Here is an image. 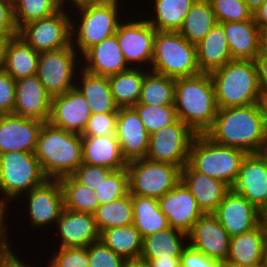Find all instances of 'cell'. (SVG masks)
<instances>
[{"mask_svg": "<svg viewBox=\"0 0 267 267\" xmlns=\"http://www.w3.org/2000/svg\"><path fill=\"white\" fill-rule=\"evenodd\" d=\"M204 135L216 144L236 147L247 154L267 151V133L258 103L218 109Z\"/></svg>", "mask_w": 267, "mask_h": 267, "instance_id": "cell-1", "label": "cell"}, {"mask_svg": "<svg viewBox=\"0 0 267 267\" xmlns=\"http://www.w3.org/2000/svg\"><path fill=\"white\" fill-rule=\"evenodd\" d=\"M71 16L72 46L82 56L89 48L114 35L124 16L120 2L67 1ZM122 7V8H121ZM120 12L122 15H120ZM78 13V14H77ZM77 14V15H75ZM77 16V17H76ZM75 18V19H73Z\"/></svg>", "mask_w": 267, "mask_h": 267, "instance_id": "cell-2", "label": "cell"}, {"mask_svg": "<svg viewBox=\"0 0 267 267\" xmlns=\"http://www.w3.org/2000/svg\"><path fill=\"white\" fill-rule=\"evenodd\" d=\"M174 108L179 120L196 134H205L219 109L210 74L176 78Z\"/></svg>", "mask_w": 267, "mask_h": 267, "instance_id": "cell-3", "label": "cell"}, {"mask_svg": "<svg viewBox=\"0 0 267 267\" xmlns=\"http://www.w3.org/2000/svg\"><path fill=\"white\" fill-rule=\"evenodd\" d=\"M34 153L48 179L72 175L82 164L81 134L46 122L40 130Z\"/></svg>", "mask_w": 267, "mask_h": 267, "instance_id": "cell-4", "label": "cell"}, {"mask_svg": "<svg viewBox=\"0 0 267 267\" xmlns=\"http://www.w3.org/2000/svg\"><path fill=\"white\" fill-rule=\"evenodd\" d=\"M210 76L219 109L258 103L261 91L255 61L233 59Z\"/></svg>", "mask_w": 267, "mask_h": 267, "instance_id": "cell-5", "label": "cell"}, {"mask_svg": "<svg viewBox=\"0 0 267 267\" xmlns=\"http://www.w3.org/2000/svg\"><path fill=\"white\" fill-rule=\"evenodd\" d=\"M246 154L242 149L222 146L204 134H197L190 148L188 163L196 171L223 181L232 188Z\"/></svg>", "mask_w": 267, "mask_h": 267, "instance_id": "cell-6", "label": "cell"}, {"mask_svg": "<svg viewBox=\"0 0 267 267\" xmlns=\"http://www.w3.org/2000/svg\"><path fill=\"white\" fill-rule=\"evenodd\" d=\"M149 70L175 79L200 74L196 45L179 32L157 30Z\"/></svg>", "mask_w": 267, "mask_h": 267, "instance_id": "cell-7", "label": "cell"}, {"mask_svg": "<svg viewBox=\"0 0 267 267\" xmlns=\"http://www.w3.org/2000/svg\"><path fill=\"white\" fill-rule=\"evenodd\" d=\"M47 179L35 153L9 151L0 154V202L13 204Z\"/></svg>", "mask_w": 267, "mask_h": 267, "instance_id": "cell-8", "label": "cell"}, {"mask_svg": "<svg viewBox=\"0 0 267 267\" xmlns=\"http://www.w3.org/2000/svg\"><path fill=\"white\" fill-rule=\"evenodd\" d=\"M126 168L131 195L158 200L181 181V168L170 163L142 158L129 161Z\"/></svg>", "mask_w": 267, "mask_h": 267, "instance_id": "cell-9", "label": "cell"}, {"mask_svg": "<svg viewBox=\"0 0 267 267\" xmlns=\"http://www.w3.org/2000/svg\"><path fill=\"white\" fill-rule=\"evenodd\" d=\"M80 57L72 44L40 53L37 76L51 97L64 94L75 87L76 77L81 69Z\"/></svg>", "mask_w": 267, "mask_h": 267, "instance_id": "cell-10", "label": "cell"}, {"mask_svg": "<svg viewBox=\"0 0 267 267\" xmlns=\"http://www.w3.org/2000/svg\"><path fill=\"white\" fill-rule=\"evenodd\" d=\"M67 8L66 4L47 18L28 22L18 30V35L39 53L70 46L72 13Z\"/></svg>", "mask_w": 267, "mask_h": 267, "instance_id": "cell-11", "label": "cell"}, {"mask_svg": "<svg viewBox=\"0 0 267 267\" xmlns=\"http://www.w3.org/2000/svg\"><path fill=\"white\" fill-rule=\"evenodd\" d=\"M126 15L127 17H124L119 23L115 33L119 47L131 68L139 67L149 70L153 58L154 38L157 30L147 22L142 13L138 15L139 19L134 16L135 19L130 17L131 20H128V14Z\"/></svg>", "mask_w": 267, "mask_h": 267, "instance_id": "cell-12", "label": "cell"}, {"mask_svg": "<svg viewBox=\"0 0 267 267\" xmlns=\"http://www.w3.org/2000/svg\"><path fill=\"white\" fill-rule=\"evenodd\" d=\"M196 133L177 119L174 123L150 134L145 158L179 166L188 163L189 153Z\"/></svg>", "mask_w": 267, "mask_h": 267, "instance_id": "cell-13", "label": "cell"}, {"mask_svg": "<svg viewBox=\"0 0 267 267\" xmlns=\"http://www.w3.org/2000/svg\"><path fill=\"white\" fill-rule=\"evenodd\" d=\"M27 198V199H26ZM26 199V200H25ZM28 221L30 228H47L53 224L56 226L57 220L64 209V196L59 179H47L43 184L34 187L25 193ZM52 224V225H51Z\"/></svg>", "mask_w": 267, "mask_h": 267, "instance_id": "cell-14", "label": "cell"}, {"mask_svg": "<svg viewBox=\"0 0 267 267\" xmlns=\"http://www.w3.org/2000/svg\"><path fill=\"white\" fill-rule=\"evenodd\" d=\"M232 189L267 213V151L246 154Z\"/></svg>", "mask_w": 267, "mask_h": 267, "instance_id": "cell-15", "label": "cell"}, {"mask_svg": "<svg viewBox=\"0 0 267 267\" xmlns=\"http://www.w3.org/2000/svg\"><path fill=\"white\" fill-rule=\"evenodd\" d=\"M213 214L230 237L252 230L265 219L261 210L232 188Z\"/></svg>", "mask_w": 267, "mask_h": 267, "instance_id": "cell-16", "label": "cell"}, {"mask_svg": "<svg viewBox=\"0 0 267 267\" xmlns=\"http://www.w3.org/2000/svg\"><path fill=\"white\" fill-rule=\"evenodd\" d=\"M91 114L85 97L73 87L64 94L51 97L48 123L66 131L82 134Z\"/></svg>", "mask_w": 267, "mask_h": 267, "instance_id": "cell-17", "label": "cell"}, {"mask_svg": "<svg viewBox=\"0 0 267 267\" xmlns=\"http://www.w3.org/2000/svg\"><path fill=\"white\" fill-rule=\"evenodd\" d=\"M188 245L209 258L225 262L230 236L213 213L203 214L187 233Z\"/></svg>", "mask_w": 267, "mask_h": 267, "instance_id": "cell-18", "label": "cell"}, {"mask_svg": "<svg viewBox=\"0 0 267 267\" xmlns=\"http://www.w3.org/2000/svg\"><path fill=\"white\" fill-rule=\"evenodd\" d=\"M43 124L36 119L0 114V154L9 151L34 153Z\"/></svg>", "mask_w": 267, "mask_h": 267, "instance_id": "cell-19", "label": "cell"}, {"mask_svg": "<svg viewBox=\"0 0 267 267\" xmlns=\"http://www.w3.org/2000/svg\"><path fill=\"white\" fill-rule=\"evenodd\" d=\"M158 203L160 210L168 219L169 226L186 234L204 214L195 197L182 181L159 198Z\"/></svg>", "mask_w": 267, "mask_h": 267, "instance_id": "cell-20", "label": "cell"}, {"mask_svg": "<svg viewBox=\"0 0 267 267\" xmlns=\"http://www.w3.org/2000/svg\"><path fill=\"white\" fill-rule=\"evenodd\" d=\"M115 135L127 162L145 158L150 134L133 107L118 108Z\"/></svg>", "mask_w": 267, "mask_h": 267, "instance_id": "cell-21", "label": "cell"}, {"mask_svg": "<svg viewBox=\"0 0 267 267\" xmlns=\"http://www.w3.org/2000/svg\"><path fill=\"white\" fill-rule=\"evenodd\" d=\"M56 227V228H55ZM56 239H60L58 248L63 247H88L91 243L100 240L93 214L75 212L63 209L57 220Z\"/></svg>", "mask_w": 267, "mask_h": 267, "instance_id": "cell-22", "label": "cell"}, {"mask_svg": "<svg viewBox=\"0 0 267 267\" xmlns=\"http://www.w3.org/2000/svg\"><path fill=\"white\" fill-rule=\"evenodd\" d=\"M16 100L13 114L48 122L51 96L46 92L37 74L16 80Z\"/></svg>", "mask_w": 267, "mask_h": 267, "instance_id": "cell-23", "label": "cell"}, {"mask_svg": "<svg viewBox=\"0 0 267 267\" xmlns=\"http://www.w3.org/2000/svg\"><path fill=\"white\" fill-rule=\"evenodd\" d=\"M81 59V68L98 76L108 77L131 68L119 47L116 34L89 48Z\"/></svg>", "mask_w": 267, "mask_h": 267, "instance_id": "cell-24", "label": "cell"}, {"mask_svg": "<svg viewBox=\"0 0 267 267\" xmlns=\"http://www.w3.org/2000/svg\"><path fill=\"white\" fill-rule=\"evenodd\" d=\"M181 181L195 197L204 214L214 213L226 193L231 189L223 181L196 171L189 163L181 169Z\"/></svg>", "mask_w": 267, "mask_h": 267, "instance_id": "cell-25", "label": "cell"}, {"mask_svg": "<svg viewBox=\"0 0 267 267\" xmlns=\"http://www.w3.org/2000/svg\"><path fill=\"white\" fill-rule=\"evenodd\" d=\"M82 137V163L111 170L127 167L115 134Z\"/></svg>", "mask_w": 267, "mask_h": 267, "instance_id": "cell-26", "label": "cell"}, {"mask_svg": "<svg viewBox=\"0 0 267 267\" xmlns=\"http://www.w3.org/2000/svg\"><path fill=\"white\" fill-rule=\"evenodd\" d=\"M220 24L224 28L232 59L254 61L261 51V31L254 18Z\"/></svg>", "mask_w": 267, "mask_h": 267, "instance_id": "cell-27", "label": "cell"}, {"mask_svg": "<svg viewBox=\"0 0 267 267\" xmlns=\"http://www.w3.org/2000/svg\"><path fill=\"white\" fill-rule=\"evenodd\" d=\"M77 76L75 87L85 97L91 113H118L107 76L93 75L82 68Z\"/></svg>", "mask_w": 267, "mask_h": 267, "instance_id": "cell-28", "label": "cell"}, {"mask_svg": "<svg viewBox=\"0 0 267 267\" xmlns=\"http://www.w3.org/2000/svg\"><path fill=\"white\" fill-rule=\"evenodd\" d=\"M197 62L201 73H208L223 67L232 59L224 28L217 23L198 43Z\"/></svg>", "mask_w": 267, "mask_h": 267, "instance_id": "cell-29", "label": "cell"}, {"mask_svg": "<svg viewBox=\"0 0 267 267\" xmlns=\"http://www.w3.org/2000/svg\"><path fill=\"white\" fill-rule=\"evenodd\" d=\"M266 234L267 221L264 219L252 230L230 237L229 251L225 262L239 265L260 262Z\"/></svg>", "mask_w": 267, "mask_h": 267, "instance_id": "cell-30", "label": "cell"}, {"mask_svg": "<svg viewBox=\"0 0 267 267\" xmlns=\"http://www.w3.org/2000/svg\"><path fill=\"white\" fill-rule=\"evenodd\" d=\"M188 246L187 234L169 227L143 238L141 259L181 257Z\"/></svg>", "mask_w": 267, "mask_h": 267, "instance_id": "cell-31", "label": "cell"}, {"mask_svg": "<svg viewBox=\"0 0 267 267\" xmlns=\"http://www.w3.org/2000/svg\"><path fill=\"white\" fill-rule=\"evenodd\" d=\"M39 56V52H36L17 35L13 37L8 44L4 70L15 81L36 75Z\"/></svg>", "mask_w": 267, "mask_h": 267, "instance_id": "cell-32", "label": "cell"}, {"mask_svg": "<svg viewBox=\"0 0 267 267\" xmlns=\"http://www.w3.org/2000/svg\"><path fill=\"white\" fill-rule=\"evenodd\" d=\"M145 68H130L108 76V82L115 104L118 108L134 107L140 98Z\"/></svg>", "mask_w": 267, "mask_h": 267, "instance_id": "cell-33", "label": "cell"}, {"mask_svg": "<svg viewBox=\"0 0 267 267\" xmlns=\"http://www.w3.org/2000/svg\"><path fill=\"white\" fill-rule=\"evenodd\" d=\"M132 204L133 225L142 238L170 227L157 199L132 195Z\"/></svg>", "mask_w": 267, "mask_h": 267, "instance_id": "cell-34", "label": "cell"}, {"mask_svg": "<svg viewBox=\"0 0 267 267\" xmlns=\"http://www.w3.org/2000/svg\"><path fill=\"white\" fill-rule=\"evenodd\" d=\"M153 17H145L158 31L178 32L196 0H153Z\"/></svg>", "mask_w": 267, "mask_h": 267, "instance_id": "cell-35", "label": "cell"}, {"mask_svg": "<svg viewBox=\"0 0 267 267\" xmlns=\"http://www.w3.org/2000/svg\"><path fill=\"white\" fill-rule=\"evenodd\" d=\"M218 23L209 0H196L178 31L183 38L198 44Z\"/></svg>", "mask_w": 267, "mask_h": 267, "instance_id": "cell-36", "label": "cell"}, {"mask_svg": "<svg viewBox=\"0 0 267 267\" xmlns=\"http://www.w3.org/2000/svg\"><path fill=\"white\" fill-rule=\"evenodd\" d=\"M100 240L125 260L141 257L143 238L133 224L108 228L100 233Z\"/></svg>", "mask_w": 267, "mask_h": 267, "instance_id": "cell-37", "label": "cell"}, {"mask_svg": "<svg viewBox=\"0 0 267 267\" xmlns=\"http://www.w3.org/2000/svg\"><path fill=\"white\" fill-rule=\"evenodd\" d=\"M175 78L148 70L144 75L137 104L174 105Z\"/></svg>", "mask_w": 267, "mask_h": 267, "instance_id": "cell-38", "label": "cell"}, {"mask_svg": "<svg viewBox=\"0 0 267 267\" xmlns=\"http://www.w3.org/2000/svg\"><path fill=\"white\" fill-rule=\"evenodd\" d=\"M99 233L114 227H122L133 224L132 195L99 205L93 213Z\"/></svg>", "mask_w": 267, "mask_h": 267, "instance_id": "cell-39", "label": "cell"}, {"mask_svg": "<svg viewBox=\"0 0 267 267\" xmlns=\"http://www.w3.org/2000/svg\"><path fill=\"white\" fill-rule=\"evenodd\" d=\"M64 196V208L93 214L99 206L93 190L79 183L72 175L59 179Z\"/></svg>", "mask_w": 267, "mask_h": 267, "instance_id": "cell-40", "label": "cell"}, {"mask_svg": "<svg viewBox=\"0 0 267 267\" xmlns=\"http://www.w3.org/2000/svg\"><path fill=\"white\" fill-rule=\"evenodd\" d=\"M68 0H13L18 30L31 21L47 18L61 10Z\"/></svg>", "mask_w": 267, "mask_h": 267, "instance_id": "cell-41", "label": "cell"}, {"mask_svg": "<svg viewBox=\"0 0 267 267\" xmlns=\"http://www.w3.org/2000/svg\"><path fill=\"white\" fill-rule=\"evenodd\" d=\"M133 108L138 113L149 134L174 123L178 119L174 105L136 104Z\"/></svg>", "mask_w": 267, "mask_h": 267, "instance_id": "cell-42", "label": "cell"}, {"mask_svg": "<svg viewBox=\"0 0 267 267\" xmlns=\"http://www.w3.org/2000/svg\"><path fill=\"white\" fill-rule=\"evenodd\" d=\"M99 205L109 203L129 193L127 168L112 171L94 190Z\"/></svg>", "mask_w": 267, "mask_h": 267, "instance_id": "cell-43", "label": "cell"}, {"mask_svg": "<svg viewBox=\"0 0 267 267\" xmlns=\"http://www.w3.org/2000/svg\"><path fill=\"white\" fill-rule=\"evenodd\" d=\"M218 23L242 22L253 18L243 0H209Z\"/></svg>", "mask_w": 267, "mask_h": 267, "instance_id": "cell-44", "label": "cell"}, {"mask_svg": "<svg viewBox=\"0 0 267 267\" xmlns=\"http://www.w3.org/2000/svg\"><path fill=\"white\" fill-rule=\"evenodd\" d=\"M58 249V250H57ZM48 256V267H89L87 247L57 248ZM48 262V264H47Z\"/></svg>", "mask_w": 267, "mask_h": 267, "instance_id": "cell-45", "label": "cell"}, {"mask_svg": "<svg viewBox=\"0 0 267 267\" xmlns=\"http://www.w3.org/2000/svg\"><path fill=\"white\" fill-rule=\"evenodd\" d=\"M89 267H123L125 259L108 248L101 240L87 247Z\"/></svg>", "mask_w": 267, "mask_h": 267, "instance_id": "cell-46", "label": "cell"}, {"mask_svg": "<svg viewBox=\"0 0 267 267\" xmlns=\"http://www.w3.org/2000/svg\"><path fill=\"white\" fill-rule=\"evenodd\" d=\"M116 121L117 113H92L81 136L113 135Z\"/></svg>", "mask_w": 267, "mask_h": 267, "instance_id": "cell-47", "label": "cell"}, {"mask_svg": "<svg viewBox=\"0 0 267 267\" xmlns=\"http://www.w3.org/2000/svg\"><path fill=\"white\" fill-rule=\"evenodd\" d=\"M112 171L113 170L106 167L82 163L72 176L79 183L94 191Z\"/></svg>", "mask_w": 267, "mask_h": 267, "instance_id": "cell-48", "label": "cell"}, {"mask_svg": "<svg viewBox=\"0 0 267 267\" xmlns=\"http://www.w3.org/2000/svg\"><path fill=\"white\" fill-rule=\"evenodd\" d=\"M16 100V82L4 70H0V114H13Z\"/></svg>", "mask_w": 267, "mask_h": 267, "instance_id": "cell-49", "label": "cell"}, {"mask_svg": "<svg viewBox=\"0 0 267 267\" xmlns=\"http://www.w3.org/2000/svg\"><path fill=\"white\" fill-rule=\"evenodd\" d=\"M180 264L181 267H222L223 262L209 258L188 245L182 251Z\"/></svg>", "mask_w": 267, "mask_h": 267, "instance_id": "cell-50", "label": "cell"}, {"mask_svg": "<svg viewBox=\"0 0 267 267\" xmlns=\"http://www.w3.org/2000/svg\"><path fill=\"white\" fill-rule=\"evenodd\" d=\"M0 35H18L13 0H0Z\"/></svg>", "mask_w": 267, "mask_h": 267, "instance_id": "cell-51", "label": "cell"}, {"mask_svg": "<svg viewBox=\"0 0 267 267\" xmlns=\"http://www.w3.org/2000/svg\"><path fill=\"white\" fill-rule=\"evenodd\" d=\"M8 202H0V257L6 256L13 252V248L10 246L11 242H9L10 235L8 231V225L6 222L8 217V211L11 210ZM9 209V210H8ZM7 218V219H6ZM8 231V232H7Z\"/></svg>", "mask_w": 267, "mask_h": 267, "instance_id": "cell-52", "label": "cell"}, {"mask_svg": "<svg viewBox=\"0 0 267 267\" xmlns=\"http://www.w3.org/2000/svg\"><path fill=\"white\" fill-rule=\"evenodd\" d=\"M257 68L258 83L261 93H267V56L261 53L254 60Z\"/></svg>", "mask_w": 267, "mask_h": 267, "instance_id": "cell-53", "label": "cell"}, {"mask_svg": "<svg viewBox=\"0 0 267 267\" xmlns=\"http://www.w3.org/2000/svg\"><path fill=\"white\" fill-rule=\"evenodd\" d=\"M15 251L11 252L10 254L0 257V267H31L32 265L27 264V261L25 263L22 259H20ZM22 260V261H21ZM33 267H35L33 265Z\"/></svg>", "mask_w": 267, "mask_h": 267, "instance_id": "cell-54", "label": "cell"}, {"mask_svg": "<svg viewBox=\"0 0 267 267\" xmlns=\"http://www.w3.org/2000/svg\"><path fill=\"white\" fill-rule=\"evenodd\" d=\"M143 260L148 262L149 267H181L180 257L143 259Z\"/></svg>", "mask_w": 267, "mask_h": 267, "instance_id": "cell-55", "label": "cell"}, {"mask_svg": "<svg viewBox=\"0 0 267 267\" xmlns=\"http://www.w3.org/2000/svg\"><path fill=\"white\" fill-rule=\"evenodd\" d=\"M253 18L261 32L267 30V0L253 13Z\"/></svg>", "mask_w": 267, "mask_h": 267, "instance_id": "cell-56", "label": "cell"}, {"mask_svg": "<svg viewBox=\"0 0 267 267\" xmlns=\"http://www.w3.org/2000/svg\"><path fill=\"white\" fill-rule=\"evenodd\" d=\"M17 35H0V70L4 69L6 51L10 40Z\"/></svg>", "mask_w": 267, "mask_h": 267, "instance_id": "cell-57", "label": "cell"}, {"mask_svg": "<svg viewBox=\"0 0 267 267\" xmlns=\"http://www.w3.org/2000/svg\"><path fill=\"white\" fill-rule=\"evenodd\" d=\"M258 106L260 108L265 130L267 133V93H261V96L258 100Z\"/></svg>", "mask_w": 267, "mask_h": 267, "instance_id": "cell-58", "label": "cell"}, {"mask_svg": "<svg viewBox=\"0 0 267 267\" xmlns=\"http://www.w3.org/2000/svg\"><path fill=\"white\" fill-rule=\"evenodd\" d=\"M123 267H149L148 262L138 258L125 260Z\"/></svg>", "mask_w": 267, "mask_h": 267, "instance_id": "cell-59", "label": "cell"}, {"mask_svg": "<svg viewBox=\"0 0 267 267\" xmlns=\"http://www.w3.org/2000/svg\"><path fill=\"white\" fill-rule=\"evenodd\" d=\"M248 8L254 13L266 0H243Z\"/></svg>", "mask_w": 267, "mask_h": 267, "instance_id": "cell-60", "label": "cell"}, {"mask_svg": "<svg viewBox=\"0 0 267 267\" xmlns=\"http://www.w3.org/2000/svg\"><path fill=\"white\" fill-rule=\"evenodd\" d=\"M263 56H267V30L261 32V51Z\"/></svg>", "mask_w": 267, "mask_h": 267, "instance_id": "cell-61", "label": "cell"}, {"mask_svg": "<svg viewBox=\"0 0 267 267\" xmlns=\"http://www.w3.org/2000/svg\"><path fill=\"white\" fill-rule=\"evenodd\" d=\"M222 267H264V265L261 261L258 263H253L249 265H239V264L230 263V262H223Z\"/></svg>", "mask_w": 267, "mask_h": 267, "instance_id": "cell-62", "label": "cell"}, {"mask_svg": "<svg viewBox=\"0 0 267 267\" xmlns=\"http://www.w3.org/2000/svg\"><path fill=\"white\" fill-rule=\"evenodd\" d=\"M261 262L263 263L264 267H267V234L264 240Z\"/></svg>", "mask_w": 267, "mask_h": 267, "instance_id": "cell-63", "label": "cell"}, {"mask_svg": "<svg viewBox=\"0 0 267 267\" xmlns=\"http://www.w3.org/2000/svg\"><path fill=\"white\" fill-rule=\"evenodd\" d=\"M68 1H115V2H122L123 0H68Z\"/></svg>", "mask_w": 267, "mask_h": 267, "instance_id": "cell-64", "label": "cell"}]
</instances>
